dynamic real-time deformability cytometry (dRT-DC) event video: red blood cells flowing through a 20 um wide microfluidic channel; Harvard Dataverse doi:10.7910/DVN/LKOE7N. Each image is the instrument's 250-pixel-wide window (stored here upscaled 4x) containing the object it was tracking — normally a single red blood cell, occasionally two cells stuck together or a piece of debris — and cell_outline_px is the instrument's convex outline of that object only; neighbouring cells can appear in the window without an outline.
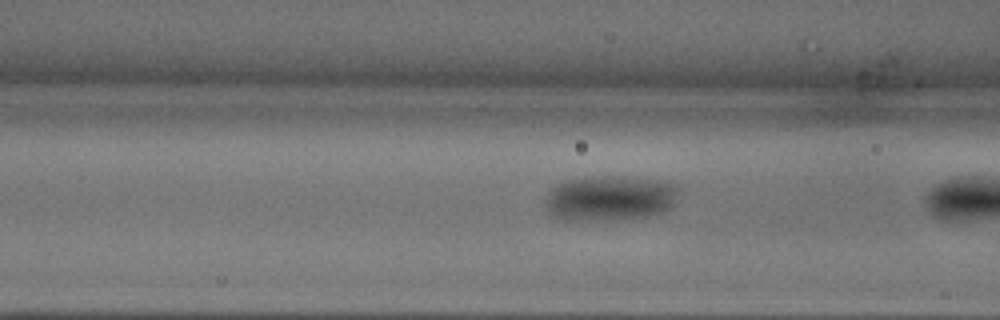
{"species": "common noctule bat (a hibernating species)", "species_latin": "Nyctalus noctula", "temperature_condition": "warm", "stored_images_in_passage": 15, "camera_frame_rate_fps": 3000, "um_per_image_px": 0.085, "animal": {"sex": "male", "body_mass_g": 18.8}, "frame": {"image": 1, "passage_image": 14, "time_ms": 4.333, "image_size_px": [1000, 320], "cell_outline_px": [[680, 188], [676, 204], [672, 208], [664, 212], [648, 216], [604, 220], [564, 220], [548, 212], [548, 192], [556, 184], [564, 180], [584, 176], [604, 176], [652, 180], [672, 184]], "centroid_in_image_um": [51.87, 16.85], "position_along_channel_um": 114.7, "area_um2": 35.03}}